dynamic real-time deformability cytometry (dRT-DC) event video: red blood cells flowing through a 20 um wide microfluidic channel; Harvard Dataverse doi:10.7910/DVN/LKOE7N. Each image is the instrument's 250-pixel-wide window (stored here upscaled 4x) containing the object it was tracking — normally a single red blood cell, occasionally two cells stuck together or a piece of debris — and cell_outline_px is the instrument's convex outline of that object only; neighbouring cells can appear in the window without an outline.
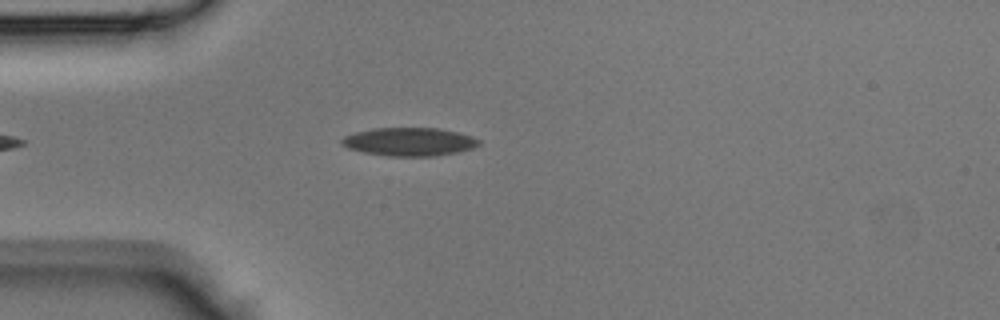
{"species": "Egyptian fruit bat (a non-hibernating species)", "species_latin": "Rousettus aegyptiacus", "temperature_condition": "room temperature", "stored_images_in_passage": 38, "camera_frame_rate_fps": 3000, "um_per_image_px": 0.085, "animal": {"sex": "male"}, "frame": {"image": 1, "passage_image": 6, "time_ms": 1.667, "image_size_px": [1000, 320], "cell_outline_px": [[480, 144], [472, 148], [456, 152], [436, 156], [388, 156], [364, 152], [348, 148], [340, 144], [340, 140], [344, 136], [356, 132], [372, 128], [440, 128], [460, 132], [472, 136], [480, 140]], "centroid_in_image_um": [34.79, 12.04], "position_along_channel_um": 50.2, "area_um2": 22.72}}
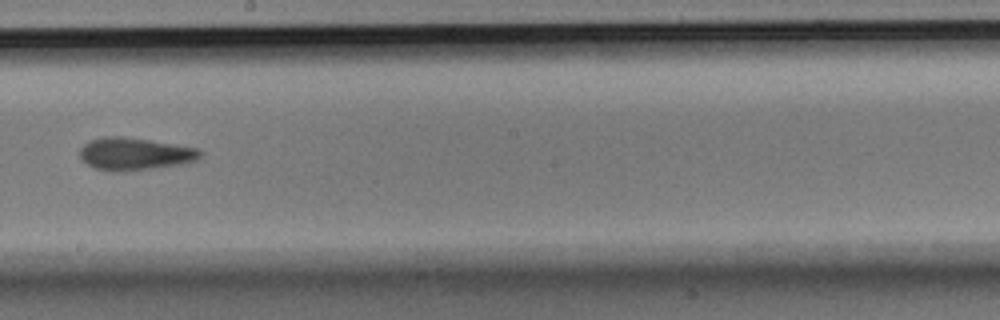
{"frame": {"image": 2, "passage_image": 19, "time_ms": 6.0, "image_size_px": [1000, 320], "cell_outline_px": [[204, 152], [196, 160], [188, 164], [152, 168], [96, 168], [80, 160], [80, 148], [84, 144], [92, 140], [104, 136], [120, 136], [148, 140], [200, 148]], "centroid_in_image_um": [11.54, 13.03], "position_along_channel_um": 236.7, "area_um2": 22.02}}
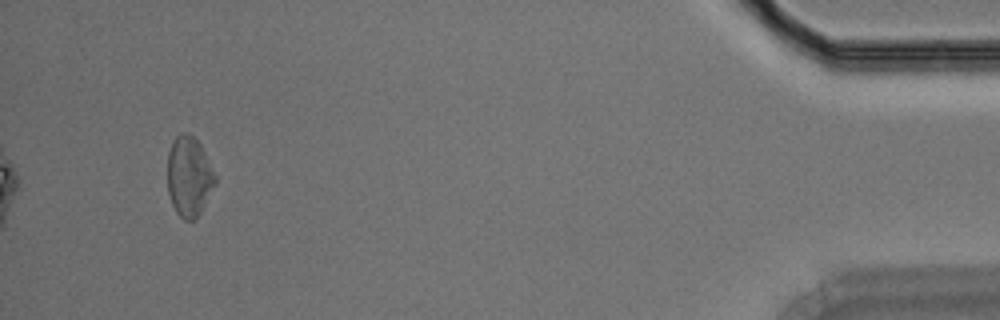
{"frame": {"image": 3, "passage_image": 36, "time_ms": 11.667, "image_size_px": [1000, 320], "cell_outline_px": [[216, 184], [196, 220], [184, 220], [176, 212], [172, 204], [168, 192], [168, 152], [172, 140], [176, 136], [184, 132], [188, 132], [200, 144], [216, 176]], "centroid_in_image_um": [16.07, 15.01], "position_along_channel_um": 419.1, "area_um2": 22.25}}